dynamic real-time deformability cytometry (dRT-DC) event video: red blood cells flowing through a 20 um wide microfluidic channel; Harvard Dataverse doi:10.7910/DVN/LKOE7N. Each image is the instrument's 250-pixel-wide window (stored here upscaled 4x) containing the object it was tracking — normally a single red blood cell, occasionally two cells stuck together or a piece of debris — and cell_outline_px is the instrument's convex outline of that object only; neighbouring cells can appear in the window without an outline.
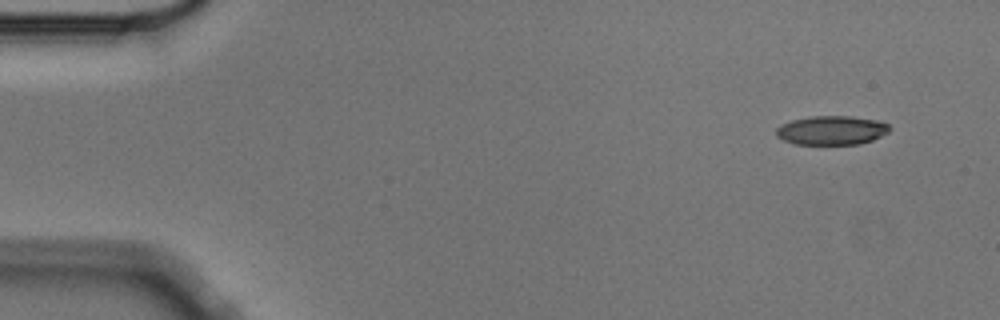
{"species": "Egyptian fruit bat (a non-hibernating species)", "species_latin": "Rousettus aegyptiacus", "temperature_condition": "cold", "stored_images_in_passage": 4, "camera_frame_rate_fps": 3000, "um_per_image_px": 0.085, "animal": {"sex": "male"}, "frame": {"image": 1, "passage_image": 1, "time_ms": 0.0, "image_size_px": [1000, 320], "cell_outline_px": [[892, 128], [888, 132], [872, 140], [860, 144], [796, 144], [784, 140], [776, 136], [776, 128], [780, 124], [792, 120], [808, 116], [852, 116], [876, 120], [888, 124]], "centroid_in_image_um": [70.67, 11.07], "position_along_channel_um": 14.3, "area_um2": 19.25}}
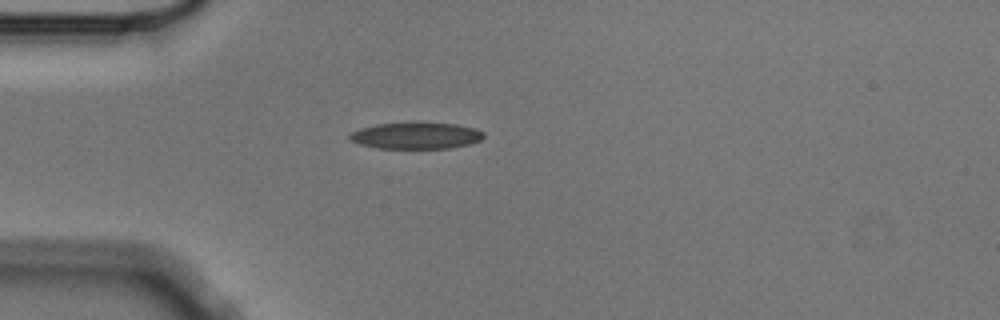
{"frame": {"image": 2, "passage_image": 4, "time_ms": 1.0, "image_size_px": [1000, 320], "cell_outline_px": [[484, 136], [480, 140], [468, 144], [448, 148], [376, 148], [360, 144], [348, 140], [348, 136], [352, 132], [360, 128], [376, 124], [456, 124], [472, 128], [484, 132]], "centroid_in_image_um": [35.31, 11.55], "position_along_channel_um": 49.7, "area_um2": 20.11}}